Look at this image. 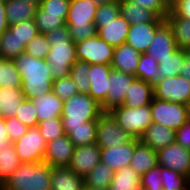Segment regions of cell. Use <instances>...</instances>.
I'll return each instance as SVG.
<instances>
[{
  "instance_id": "obj_26",
  "label": "cell",
  "mask_w": 190,
  "mask_h": 190,
  "mask_svg": "<svg viewBox=\"0 0 190 190\" xmlns=\"http://www.w3.org/2000/svg\"><path fill=\"white\" fill-rule=\"evenodd\" d=\"M158 165L157 151L134 139V154L130 166L140 175L148 172Z\"/></svg>"
},
{
  "instance_id": "obj_24",
  "label": "cell",
  "mask_w": 190,
  "mask_h": 190,
  "mask_svg": "<svg viewBox=\"0 0 190 190\" xmlns=\"http://www.w3.org/2000/svg\"><path fill=\"white\" fill-rule=\"evenodd\" d=\"M154 98L153 85L135 78L127 91L122 105L129 108L150 105Z\"/></svg>"
},
{
  "instance_id": "obj_10",
  "label": "cell",
  "mask_w": 190,
  "mask_h": 190,
  "mask_svg": "<svg viewBox=\"0 0 190 190\" xmlns=\"http://www.w3.org/2000/svg\"><path fill=\"white\" fill-rule=\"evenodd\" d=\"M75 47L79 61H85L89 65H111L114 47L101 39L98 35L76 43Z\"/></svg>"
},
{
  "instance_id": "obj_9",
  "label": "cell",
  "mask_w": 190,
  "mask_h": 190,
  "mask_svg": "<svg viewBox=\"0 0 190 190\" xmlns=\"http://www.w3.org/2000/svg\"><path fill=\"white\" fill-rule=\"evenodd\" d=\"M46 144L38 126L28 128L26 134L13 143L21 163L43 162Z\"/></svg>"
},
{
  "instance_id": "obj_34",
  "label": "cell",
  "mask_w": 190,
  "mask_h": 190,
  "mask_svg": "<svg viewBox=\"0 0 190 190\" xmlns=\"http://www.w3.org/2000/svg\"><path fill=\"white\" fill-rule=\"evenodd\" d=\"M26 45L21 42L15 33L9 29L0 35V57L3 59L14 60L25 52Z\"/></svg>"
},
{
  "instance_id": "obj_27",
  "label": "cell",
  "mask_w": 190,
  "mask_h": 190,
  "mask_svg": "<svg viewBox=\"0 0 190 190\" xmlns=\"http://www.w3.org/2000/svg\"><path fill=\"white\" fill-rule=\"evenodd\" d=\"M36 108L38 122L49 118L61 117L64 101L54 94L50 93L38 96L32 99Z\"/></svg>"
},
{
  "instance_id": "obj_21",
  "label": "cell",
  "mask_w": 190,
  "mask_h": 190,
  "mask_svg": "<svg viewBox=\"0 0 190 190\" xmlns=\"http://www.w3.org/2000/svg\"><path fill=\"white\" fill-rule=\"evenodd\" d=\"M140 55L132 46L124 43L114 47L111 67L114 70L124 72L136 77V69L139 64Z\"/></svg>"
},
{
  "instance_id": "obj_23",
  "label": "cell",
  "mask_w": 190,
  "mask_h": 190,
  "mask_svg": "<svg viewBox=\"0 0 190 190\" xmlns=\"http://www.w3.org/2000/svg\"><path fill=\"white\" fill-rule=\"evenodd\" d=\"M84 186V178L68 166L52 167L51 190H83Z\"/></svg>"
},
{
  "instance_id": "obj_31",
  "label": "cell",
  "mask_w": 190,
  "mask_h": 190,
  "mask_svg": "<svg viewBox=\"0 0 190 190\" xmlns=\"http://www.w3.org/2000/svg\"><path fill=\"white\" fill-rule=\"evenodd\" d=\"M141 175L131 166L115 171L108 190H141Z\"/></svg>"
},
{
  "instance_id": "obj_30",
  "label": "cell",
  "mask_w": 190,
  "mask_h": 190,
  "mask_svg": "<svg viewBox=\"0 0 190 190\" xmlns=\"http://www.w3.org/2000/svg\"><path fill=\"white\" fill-rule=\"evenodd\" d=\"M165 21L172 29L177 47L187 50L190 47V20L177 17L170 11Z\"/></svg>"
},
{
  "instance_id": "obj_8",
  "label": "cell",
  "mask_w": 190,
  "mask_h": 190,
  "mask_svg": "<svg viewBox=\"0 0 190 190\" xmlns=\"http://www.w3.org/2000/svg\"><path fill=\"white\" fill-rule=\"evenodd\" d=\"M134 138L121 128L110 112H103L97 119L96 144L100 148H113L129 143Z\"/></svg>"
},
{
  "instance_id": "obj_17",
  "label": "cell",
  "mask_w": 190,
  "mask_h": 190,
  "mask_svg": "<svg viewBox=\"0 0 190 190\" xmlns=\"http://www.w3.org/2000/svg\"><path fill=\"white\" fill-rule=\"evenodd\" d=\"M94 23L97 35L109 45L117 47L126 42L130 24L121 14L113 21Z\"/></svg>"
},
{
  "instance_id": "obj_48",
  "label": "cell",
  "mask_w": 190,
  "mask_h": 190,
  "mask_svg": "<svg viewBox=\"0 0 190 190\" xmlns=\"http://www.w3.org/2000/svg\"><path fill=\"white\" fill-rule=\"evenodd\" d=\"M39 6L43 9V15L67 16L70 0H43Z\"/></svg>"
},
{
  "instance_id": "obj_32",
  "label": "cell",
  "mask_w": 190,
  "mask_h": 190,
  "mask_svg": "<svg viewBox=\"0 0 190 190\" xmlns=\"http://www.w3.org/2000/svg\"><path fill=\"white\" fill-rule=\"evenodd\" d=\"M115 171L101 161L84 177V187L91 189H108Z\"/></svg>"
},
{
  "instance_id": "obj_18",
  "label": "cell",
  "mask_w": 190,
  "mask_h": 190,
  "mask_svg": "<svg viewBox=\"0 0 190 190\" xmlns=\"http://www.w3.org/2000/svg\"><path fill=\"white\" fill-rule=\"evenodd\" d=\"M177 48L172 29L165 21L156 30L152 42L145 53L159 62V60L165 59L168 55H171Z\"/></svg>"
},
{
  "instance_id": "obj_19",
  "label": "cell",
  "mask_w": 190,
  "mask_h": 190,
  "mask_svg": "<svg viewBox=\"0 0 190 190\" xmlns=\"http://www.w3.org/2000/svg\"><path fill=\"white\" fill-rule=\"evenodd\" d=\"M111 65L92 64L89 65L90 88L88 94L101 104L108 94L109 76Z\"/></svg>"
},
{
  "instance_id": "obj_7",
  "label": "cell",
  "mask_w": 190,
  "mask_h": 190,
  "mask_svg": "<svg viewBox=\"0 0 190 190\" xmlns=\"http://www.w3.org/2000/svg\"><path fill=\"white\" fill-rule=\"evenodd\" d=\"M150 109L153 123L161 124L173 130L179 129L189 120L186 104L153 98Z\"/></svg>"
},
{
  "instance_id": "obj_37",
  "label": "cell",
  "mask_w": 190,
  "mask_h": 190,
  "mask_svg": "<svg viewBox=\"0 0 190 190\" xmlns=\"http://www.w3.org/2000/svg\"><path fill=\"white\" fill-rule=\"evenodd\" d=\"M158 62L146 53H141L136 69V78L155 85L158 83Z\"/></svg>"
},
{
  "instance_id": "obj_39",
  "label": "cell",
  "mask_w": 190,
  "mask_h": 190,
  "mask_svg": "<svg viewBox=\"0 0 190 190\" xmlns=\"http://www.w3.org/2000/svg\"><path fill=\"white\" fill-rule=\"evenodd\" d=\"M69 76L74 81L78 93H88L90 88V79L89 64L87 62L77 60L71 67Z\"/></svg>"
},
{
  "instance_id": "obj_36",
  "label": "cell",
  "mask_w": 190,
  "mask_h": 190,
  "mask_svg": "<svg viewBox=\"0 0 190 190\" xmlns=\"http://www.w3.org/2000/svg\"><path fill=\"white\" fill-rule=\"evenodd\" d=\"M21 164L16 153L15 147L12 144L7 148L1 149L0 152V185H3L12 173Z\"/></svg>"
},
{
  "instance_id": "obj_47",
  "label": "cell",
  "mask_w": 190,
  "mask_h": 190,
  "mask_svg": "<svg viewBox=\"0 0 190 190\" xmlns=\"http://www.w3.org/2000/svg\"><path fill=\"white\" fill-rule=\"evenodd\" d=\"M140 188L141 190H163L161 166L157 165L141 175Z\"/></svg>"
},
{
  "instance_id": "obj_25",
  "label": "cell",
  "mask_w": 190,
  "mask_h": 190,
  "mask_svg": "<svg viewBox=\"0 0 190 190\" xmlns=\"http://www.w3.org/2000/svg\"><path fill=\"white\" fill-rule=\"evenodd\" d=\"M38 4L30 0H9L5 5L8 25L34 19Z\"/></svg>"
},
{
  "instance_id": "obj_35",
  "label": "cell",
  "mask_w": 190,
  "mask_h": 190,
  "mask_svg": "<svg viewBox=\"0 0 190 190\" xmlns=\"http://www.w3.org/2000/svg\"><path fill=\"white\" fill-rule=\"evenodd\" d=\"M66 135L75 147L96 143L97 121H88L82 127L71 128Z\"/></svg>"
},
{
  "instance_id": "obj_54",
  "label": "cell",
  "mask_w": 190,
  "mask_h": 190,
  "mask_svg": "<svg viewBox=\"0 0 190 190\" xmlns=\"http://www.w3.org/2000/svg\"><path fill=\"white\" fill-rule=\"evenodd\" d=\"M5 5L6 2L0 0V35L9 28L5 14Z\"/></svg>"
},
{
  "instance_id": "obj_14",
  "label": "cell",
  "mask_w": 190,
  "mask_h": 190,
  "mask_svg": "<svg viewBox=\"0 0 190 190\" xmlns=\"http://www.w3.org/2000/svg\"><path fill=\"white\" fill-rule=\"evenodd\" d=\"M75 145L67 135L48 141L43 162L50 167L69 166Z\"/></svg>"
},
{
  "instance_id": "obj_16",
  "label": "cell",
  "mask_w": 190,
  "mask_h": 190,
  "mask_svg": "<svg viewBox=\"0 0 190 190\" xmlns=\"http://www.w3.org/2000/svg\"><path fill=\"white\" fill-rule=\"evenodd\" d=\"M100 155L101 149L96 143L75 147L68 167L84 178L100 162Z\"/></svg>"
},
{
  "instance_id": "obj_51",
  "label": "cell",
  "mask_w": 190,
  "mask_h": 190,
  "mask_svg": "<svg viewBox=\"0 0 190 190\" xmlns=\"http://www.w3.org/2000/svg\"><path fill=\"white\" fill-rule=\"evenodd\" d=\"M8 140L13 144L26 134L29 127L21 123L16 117L5 118Z\"/></svg>"
},
{
  "instance_id": "obj_53",
  "label": "cell",
  "mask_w": 190,
  "mask_h": 190,
  "mask_svg": "<svg viewBox=\"0 0 190 190\" xmlns=\"http://www.w3.org/2000/svg\"><path fill=\"white\" fill-rule=\"evenodd\" d=\"M175 142L190 150V119L176 130Z\"/></svg>"
},
{
  "instance_id": "obj_38",
  "label": "cell",
  "mask_w": 190,
  "mask_h": 190,
  "mask_svg": "<svg viewBox=\"0 0 190 190\" xmlns=\"http://www.w3.org/2000/svg\"><path fill=\"white\" fill-rule=\"evenodd\" d=\"M67 16L43 15V9L38 5L34 16L35 25L39 33L47 34L58 27L66 25Z\"/></svg>"
},
{
  "instance_id": "obj_45",
  "label": "cell",
  "mask_w": 190,
  "mask_h": 190,
  "mask_svg": "<svg viewBox=\"0 0 190 190\" xmlns=\"http://www.w3.org/2000/svg\"><path fill=\"white\" fill-rule=\"evenodd\" d=\"M50 44L45 34L39 33L26 45L25 52L35 58L46 59Z\"/></svg>"
},
{
  "instance_id": "obj_6",
  "label": "cell",
  "mask_w": 190,
  "mask_h": 190,
  "mask_svg": "<svg viewBox=\"0 0 190 190\" xmlns=\"http://www.w3.org/2000/svg\"><path fill=\"white\" fill-rule=\"evenodd\" d=\"M118 125L134 139H140L145 130L153 123L150 105L129 108L124 105L110 111Z\"/></svg>"
},
{
  "instance_id": "obj_12",
  "label": "cell",
  "mask_w": 190,
  "mask_h": 190,
  "mask_svg": "<svg viewBox=\"0 0 190 190\" xmlns=\"http://www.w3.org/2000/svg\"><path fill=\"white\" fill-rule=\"evenodd\" d=\"M135 78L133 75L111 69L108 94L106 99L100 104L103 112H110L124 103L127 91Z\"/></svg>"
},
{
  "instance_id": "obj_59",
  "label": "cell",
  "mask_w": 190,
  "mask_h": 190,
  "mask_svg": "<svg viewBox=\"0 0 190 190\" xmlns=\"http://www.w3.org/2000/svg\"><path fill=\"white\" fill-rule=\"evenodd\" d=\"M186 106H187L188 118L190 119V100L188 101Z\"/></svg>"
},
{
  "instance_id": "obj_3",
  "label": "cell",
  "mask_w": 190,
  "mask_h": 190,
  "mask_svg": "<svg viewBox=\"0 0 190 190\" xmlns=\"http://www.w3.org/2000/svg\"><path fill=\"white\" fill-rule=\"evenodd\" d=\"M51 169L44 162L21 163L2 186L8 190H51Z\"/></svg>"
},
{
  "instance_id": "obj_65",
  "label": "cell",
  "mask_w": 190,
  "mask_h": 190,
  "mask_svg": "<svg viewBox=\"0 0 190 190\" xmlns=\"http://www.w3.org/2000/svg\"><path fill=\"white\" fill-rule=\"evenodd\" d=\"M186 53L190 56V47L186 50Z\"/></svg>"
},
{
  "instance_id": "obj_2",
  "label": "cell",
  "mask_w": 190,
  "mask_h": 190,
  "mask_svg": "<svg viewBox=\"0 0 190 190\" xmlns=\"http://www.w3.org/2000/svg\"><path fill=\"white\" fill-rule=\"evenodd\" d=\"M50 44L46 61L54 80L70 75L71 67L78 60L75 43L71 40L68 26L58 27L45 34Z\"/></svg>"
},
{
  "instance_id": "obj_43",
  "label": "cell",
  "mask_w": 190,
  "mask_h": 190,
  "mask_svg": "<svg viewBox=\"0 0 190 190\" xmlns=\"http://www.w3.org/2000/svg\"><path fill=\"white\" fill-rule=\"evenodd\" d=\"M8 29L12 33H15L17 38L25 45H27L31 39H33L35 36L39 34L34 19L10 25Z\"/></svg>"
},
{
  "instance_id": "obj_20",
  "label": "cell",
  "mask_w": 190,
  "mask_h": 190,
  "mask_svg": "<svg viewBox=\"0 0 190 190\" xmlns=\"http://www.w3.org/2000/svg\"><path fill=\"white\" fill-rule=\"evenodd\" d=\"M100 149V161L110 169L117 171L130 166L131 159L134 154V139L122 146Z\"/></svg>"
},
{
  "instance_id": "obj_58",
  "label": "cell",
  "mask_w": 190,
  "mask_h": 190,
  "mask_svg": "<svg viewBox=\"0 0 190 190\" xmlns=\"http://www.w3.org/2000/svg\"><path fill=\"white\" fill-rule=\"evenodd\" d=\"M95 4L97 5H103V4H108L111 3L115 0H93Z\"/></svg>"
},
{
  "instance_id": "obj_40",
  "label": "cell",
  "mask_w": 190,
  "mask_h": 190,
  "mask_svg": "<svg viewBox=\"0 0 190 190\" xmlns=\"http://www.w3.org/2000/svg\"><path fill=\"white\" fill-rule=\"evenodd\" d=\"M163 190H188L187 176L161 166Z\"/></svg>"
},
{
  "instance_id": "obj_56",
  "label": "cell",
  "mask_w": 190,
  "mask_h": 190,
  "mask_svg": "<svg viewBox=\"0 0 190 190\" xmlns=\"http://www.w3.org/2000/svg\"><path fill=\"white\" fill-rule=\"evenodd\" d=\"M5 118H0V140H8V134L6 131Z\"/></svg>"
},
{
  "instance_id": "obj_50",
  "label": "cell",
  "mask_w": 190,
  "mask_h": 190,
  "mask_svg": "<svg viewBox=\"0 0 190 190\" xmlns=\"http://www.w3.org/2000/svg\"><path fill=\"white\" fill-rule=\"evenodd\" d=\"M120 14L119 0L108 4L98 5L94 22L113 21Z\"/></svg>"
},
{
  "instance_id": "obj_55",
  "label": "cell",
  "mask_w": 190,
  "mask_h": 190,
  "mask_svg": "<svg viewBox=\"0 0 190 190\" xmlns=\"http://www.w3.org/2000/svg\"><path fill=\"white\" fill-rule=\"evenodd\" d=\"M179 75L190 81V56L187 53L180 67Z\"/></svg>"
},
{
  "instance_id": "obj_41",
  "label": "cell",
  "mask_w": 190,
  "mask_h": 190,
  "mask_svg": "<svg viewBox=\"0 0 190 190\" xmlns=\"http://www.w3.org/2000/svg\"><path fill=\"white\" fill-rule=\"evenodd\" d=\"M21 81V76L14 60L2 58L0 87L20 88Z\"/></svg>"
},
{
  "instance_id": "obj_11",
  "label": "cell",
  "mask_w": 190,
  "mask_h": 190,
  "mask_svg": "<svg viewBox=\"0 0 190 190\" xmlns=\"http://www.w3.org/2000/svg\"><path fill=\"white\" fill-rule=\"evenodd\" d=\"M154 98L187 104L190 100V81L181 75L160 80L153 86Z\"/></svg>"
},
{
  "instance_id": "obj_28",
  "label": "cell",
  "mask_w": 190,
  "mask_h": 190,
  "mask_svg": "<svg viewBox=\"0 0 190 190\" xmlns=\"http://www.w3.org/2000/svg\"><path fill=\"white\" fill-rule=\"evenodd\" d=\"M21 88L0 87V110L4 118L15 117L24 100Z\"/></svg>"
},
{
  "instance_id": "obj_4",
  "label": "cell",
  "mask_w": 190,
  "mask_h": 190,
  "mask_svg": "<svg viewBox=\"0 0 190 190\" xmlns=\"http://www.w3.org/2000/svg\"><path fill=\"white\" fill-rule=\"evenodd\" d=\"M103 113L101 105L88 93H77L64 101L61 114L65 134L71 128L82 127L88 121H97Z\"/></svg>"
},
{
  "instance_id": "obj_49",
  "label": "cell",
  "mask_w": 190,
  "mask_h": 190,
  "mask_svg": "<svg viewBox=\"0 0 190 190\" xmlns=\"http://www.w3.org/2000/svg\"><path fill=\"white\" fill-rule=\"evenodd\" d=\"M153 11L158 17L165 18L170 12V0H124Z\"/></svg>"
},
{
  "instance_id": "obj_62",
  "label": "cell",
  "mask_w": 190,
  "mask_h": 190,
  "mask_svg": "<svg viewBox=\"0 0 190 190\" xmlns=\"http://www.w3.org/2000/svg\"><path fill=\"white\" fill-rule=\"evenodd\" d=\"M84 190H108V189H91V188L84 187Z\"/></svg>"
},
{
  "instance_id": "obj_15",
  "label": "cell",
  "mask_w": 190,
  "mask_h": 190,
  "mask_svg": "<svg viewBox=\"0 0 190 190\" xmlns=\"http://www.w3.org/2000/svg\"><path fill=\"white\" fill-rule=\"evenodd\" d=\"M165 22V18L157 17L153 22L131 24L126 44L132 46L139 53H145L156 33V30Z\"/></svg>"
},
{
  "instance_id": "obj_29",
  "label": "cell",
  "mask_w": 190,
  "mask_h": 190,
  "mask_svg": "<svg viewBox=\"0 0 190 190\" xmlns=\"http://www.w3.org/2000/svg\"><path fill=\"white\" fill-rule=\"evenodd\" d=\"M119 7L120 14L130 25L153 22L158 17L153 11L129 1L119 0Z\"/></svg>"
},
{
  "instance_id": "obj_46",
  "label": "cell",
  "mask_w": 190,
  "mask_h": 190,
  "mask_svg": "<svg viewBox=\"0 0 190 190\" xmlns=\"http://www.w3.org/2000/svg\"><path fill=\"white\" fill-rule=\"evenodd\" d=\"M52 91L62 101H65L78 93L77 87L70 76L53 80Z\"/></svg>"
},
{
  "instance_id": "obj_13",
  "label": "cell",
  "mask_w": 190,
  "mask_h": 190,
  "mask_svg": "<svg viewBox=\"0 0 190 190\" xmlns=\"http://www.w3.org/2000/svg\"><path fill=\"white\" fill-rule=\"evenodd\" d=\"M158 165L187 176L190 172V150L174 142L157 151Z\"/></svg>"
},
{
  "instance_id": "obj_1",
  "label": "cell",
  "mask_w": 190,
  "mask_h": 190,
  "mask_svg": "<svg viewBox=\"0 0 190 190\" xmlns=\"http://www.w3.org/2000/svg\"><path fill=\"white\" fill-rule=\"evenodd\" d=\"M21 76L25 99L32 100L52 91L53 77L46 59L35 58L26 52L14 59Z\"/></svg>"
},
{
  "instance_id": "obj_52",
  "label": "cell",
  "mask_w": 190,
  "mask_h": 190,
  "mask_svg": "<svg viewBox=\"0 0 190 190\" xmlns=\"http://www.w3.org/2000/svg\"><path fill=\"white\" fill-rule=\"evenodd\" d=\"M170 11L177 17L190 20V0H170Z\"/></svg>"
},
{
  "instance_id": "obj_33",
  "label": "cell",
  "mask_w": 190,
  "mask_h": 190,
  "mask_svg": "<svg viewBox=\"0 0 190 190\" xmlns=\"http://www.w3.org/2000/svg\"><path fill=\"white\" fill-rule=\"evenodd\" d=\"M186 49L177 48L171 55L158 62V82L171 76L179 74L180 67L184 61Z\"/></svg>"
},
{
  "instance_id": "obj_42",
  "label": "cell",
  "mask_w": 190,
  "mask_h": 190,
  "mask_svg": "<svg viewBox=\"0 0 190 190\" xmlns=\"http://www.w3.org/2000/svg\"><path fill=\"white\" fill-rule=\"evenodd\" d=\"M38 127L46 142L66 135L61 117L40 121L38 122Z\"/></svg>"
},
{
  "instance_id": "obj_22",
  "label": "cell",
  "mask_w": 190,
  "mask_h": 190,
  "mask_svg": "<svg viewBox=\"0 0 190 190\" xmlns=\"http://www.w3.org/2000/svg\"><path fill=\"white\" fill-rule=\"evenodd\" d=\"M176 130L161 124L152 123L139 139L154 151H158L175 142Z\"/></svg>"
},
{
  "instance_id": "obj_64",
  "label": "cell",
  "mask_w": 190,
  "mask_h": 190,
  "mask_svg": "<svg viewBox=\"0 0 190 190\" xmlns=\"http://www.w3.org/2000/svg\"><path fill=\"white\" fill-rule=\"evenodd\" d=\"M0 190H8V189L0 185Z\"/></svg>"
},
{
  "instance_id": "obj_61",
  "label": "cell",
  "mask_w": 190,
  "mask_h": 190,
  "mask_svg": "<svg viewBox=\"0 0 190 190\" xmlns=\"http://www.w3.org/2000/svg\"><path fill=\"white\" fill-rule=\"evenodd\" d=\"M1 75H2V58L0 57V81H1Z\"/></svg>"
},
{
  "instance_id": "obj_63",
  "label": "cell",
  "mask_w": 190,
  "mask_h": 190,
  "mask_svg": "<svg viewBox=\"0 0 190 190\" xmlns=\"http://www.w3.org/2000/svg\"><path fill=\"white\" fill-rule=\"evenodd\" d=\"M30 1H33L39 5L43 0H30Z\"/></svg>"
},
{
  "instance_id": "obj_60",
  "label": "cell",
  "mask_w": 190,
  "mask_h": 190,
  "mask_svg": "<svg viewBox=\"0 0 190 190\" xmlns=\"http://www.w3.org/2000/svg\"><path fill=\"white\" fill-rule=\"evenodd\" d=\"M187 184H188V190H190V172L187 175Z\"/></svg>"
},
{
  "instance_id": "obj_57",
  "label": "cell",
  "mask_w": 190,
  "mask_h": 190,
  "mask_svg": "<svg viewBox=\"0 0 190 190\" xmlns=\"http://www.w3.org/2000/svg\"><path fill=\"white\" fill-rule=\"evenodd\" d=\"M12 143L9 140H0V152L1 149L11 146Z\"/></svg>"
},
{
  "instance_id": "obj_44",
  "label": "cell",
  "mask_w": 190,
  "mask_h": 190,
  "mask_svg": "<svg viewBox=\"0 0 190 190\" xmlns=\"http://www.w3.org/2000/svg\"><path fill=\"white\" fill-rule=\"evenodd\" d=\"M15 117L29 128L38 126L36 108L32 100L24 99Z\"/></svg>"
},
{
  "instance_id": "obj_5",
  "label": "cell",
  "mask_w": 190,
  "mask_h": 190,
  "mask_svg": "<svg viewBox=\"0 0 190 190\" xmlns=\"http://www.w3.org/2000/svg\"><path fill=\"white\" fill-rule=\"evenodd\" d=\"M97 8L93 0H70L66 26L75 44L97 35L94 23Z\"/></svg>"
}]
</instances>
